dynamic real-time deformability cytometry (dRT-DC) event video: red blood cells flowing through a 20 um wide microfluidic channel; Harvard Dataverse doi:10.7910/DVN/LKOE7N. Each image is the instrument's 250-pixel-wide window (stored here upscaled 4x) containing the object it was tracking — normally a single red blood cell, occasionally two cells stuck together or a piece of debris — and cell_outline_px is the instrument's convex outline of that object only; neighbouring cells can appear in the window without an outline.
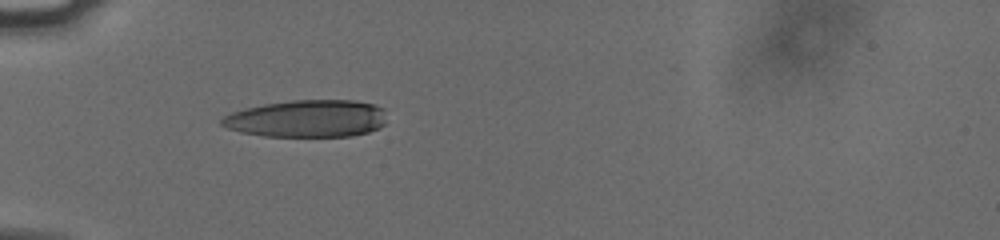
{"species": "human", "species_latin": "Homo sapiens", "temperature_condition": "cold", "stored_images_in_passage": 2, "camera_frame_rate_fps": 3000, "um_per_image_px": 0.085, "donor": {"sex": "male"}, "frame": {"image": 1, "passage_image": 1, "time_ms": 0.0, "image_size_px": [1000, 240], "cell_outline_px": [[384, 124], [380, 128], [368, 132], [352, 136], [264, 136], [240, 132], [228, 128], [220, 124], [220, 120], [224, 116], [232, 112], [264, 104], [292, 100], [352, 100], [372, 104], [384, 108]], "centroid_in_image_um": [26.11, 10.08], "position_along_channel_um": 58.9, "area_um2": 35.78}}